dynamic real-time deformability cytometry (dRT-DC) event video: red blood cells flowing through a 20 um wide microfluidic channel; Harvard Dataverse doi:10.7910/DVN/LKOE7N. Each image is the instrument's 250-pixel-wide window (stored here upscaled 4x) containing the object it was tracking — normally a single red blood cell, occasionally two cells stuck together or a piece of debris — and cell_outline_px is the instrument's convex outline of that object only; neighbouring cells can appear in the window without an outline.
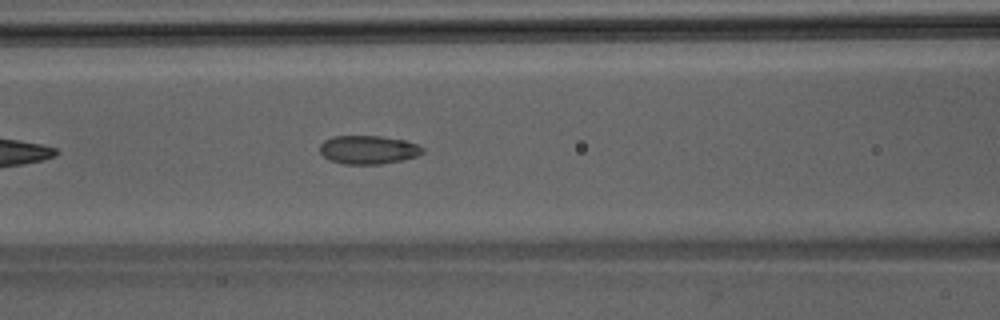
{"species": "Egyptian fruit bat (a non-hibernating species)", "species_latin": "Rousettus aegyptiacus", "temperature_condition": "room temperature", "stored_images_in_passage": 8, "camera_frame_rate_fps": 3000, "um_per_image_px": 0.085, "animal": {"sex": "male"}, "frame": {"image": 1, "passage_image": 5, "time_ms": 1.333, "image_size_px": [1000, 320], "cell_outline_px": [[424, 152], [416, 156], [404, 160], [380, 164], [344, 164], [332, 160], [324, 156], [320, 152], [320, 144], [324, 140], [332, 136], [380, 136], [404, 140], [416, 144], [424, 148]], "centroid_in_image_um": [31.31, 12.72], "position_along_channel_um": 135.3, "area_um2": 17.05}}